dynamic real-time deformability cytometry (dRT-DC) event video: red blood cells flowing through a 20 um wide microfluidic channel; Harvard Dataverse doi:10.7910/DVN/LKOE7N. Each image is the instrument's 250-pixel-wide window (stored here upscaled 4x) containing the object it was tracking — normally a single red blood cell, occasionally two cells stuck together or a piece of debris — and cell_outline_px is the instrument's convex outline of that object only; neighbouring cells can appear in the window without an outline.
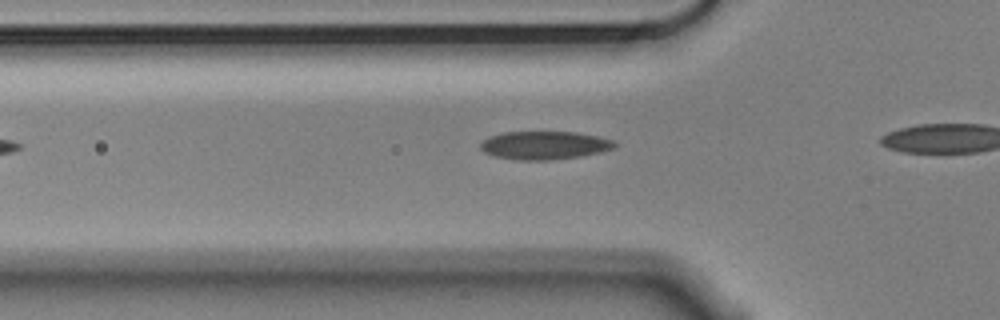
{"species": "Egyptian fruit bat (a non-hibernating species)", "species_latin": "Rousettus aegyptiacus", "temperature_condition": "cold", "stored_images_in_passage": 7, "camera_frame_rate_fps": 3000, "um_per_image_px": 0.085, "animal": {"sex": "male"}, "frame": {"image": 1, "passage_image": 2, "time_ms": 0.333, "image_size_px": [1000, 320], "cell_outline_px": [[616, 148], [600, 152], [580, 156], [548, 160], [516, 160], [496, 156], [484, 152], [480, 148], [480, 144], [488, 136], [504, 132], [576, 132], [596, 136], [612, 140], [616, 144]], "centroid_in_image_um": [46.26, 12.35], "position_along_channel_um": 79.5, "area_um2": 21.96}}
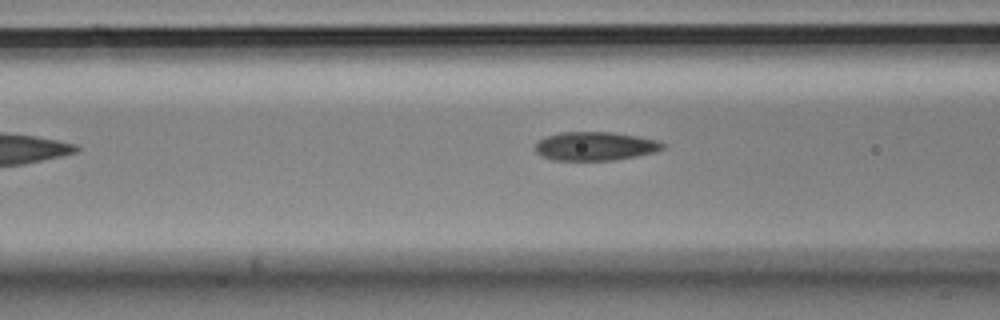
{"frame": {"image": 2, "passage_image": 5, "time_ms": 1.333, "image_size_px": [1000, 320], "cell_outline_px": [[664, 148], [656, 152], [616, 160], [552, 160], [540, 156], [536, 152], [536, 144], [540, 140], [548, 136], [560, 132], [612, 132], [636, 136], [656, 140], [664, 144]], "centroid_in_image_um": [50.59, 12.43], "position_along_channel_um": 116.0, "area_um2": 21.21}}